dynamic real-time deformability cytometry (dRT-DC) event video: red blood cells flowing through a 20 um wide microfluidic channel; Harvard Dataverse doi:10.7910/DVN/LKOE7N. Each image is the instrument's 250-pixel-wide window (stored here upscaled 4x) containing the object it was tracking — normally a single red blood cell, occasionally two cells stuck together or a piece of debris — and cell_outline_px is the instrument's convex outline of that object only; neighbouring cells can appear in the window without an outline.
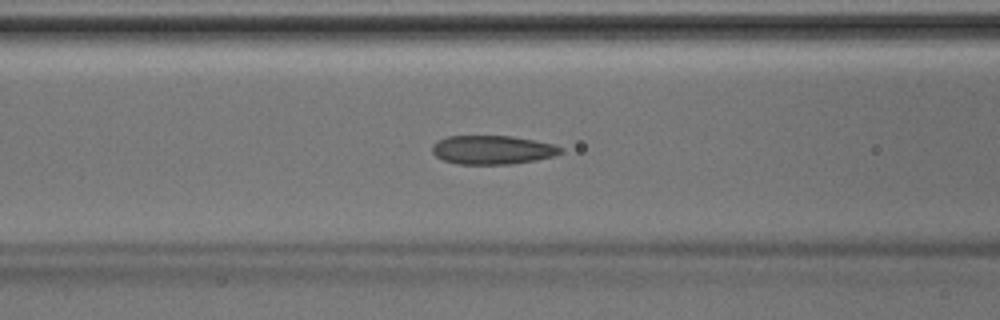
{"species": "Egyptian fruit bat (a non-hibernating species)", "species_latin": "Rousettus aegyptiacus", "temperature_condition": "room temperature", "stored_images_in_passage": 36, "camera_frame_rate_fps": 3000, "um_per_image_px": 0.085, "animal": {"sex": "male"}, "frame": {"image": 1, "passage_image": 10, "time_ms": 3.0, "image_size_px": [1000, 320], "cell_outline_px": [[564, 152], [556, 156], [536, 160], [512, 164], [456, 164], [444, 160], [436, 156], [432, 152], [432, 144], [436, 140], [448, 136], [512, 136], [556, 144], [564, 148]], "centroid_in_image_um": [41.9, 12.73], "position_along_channel_um": 124.7, "area_um2": 21.91}}
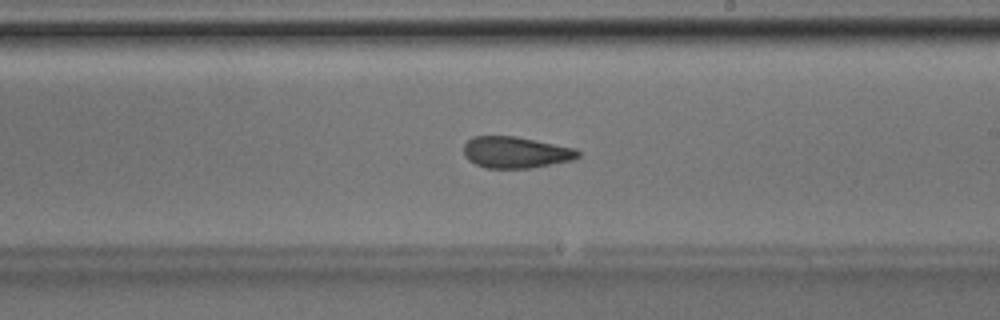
{"frame": {"image": 2, "passage_image": 18, "time_ms": 5.667, "image_size_px": [1000, 320], "cell_outline_px": [[580, 156], [572, 160], [528, 168], [488, 168], [476, 164], [468, 160], [464, 156], [464, 144], [472, 136], [516, 136], [576, 148], [580, 152]], "centroid_in_image_um": [43.83, 12.94], "position_along_channel_um": 245.2, "area_um2": 20.92}}
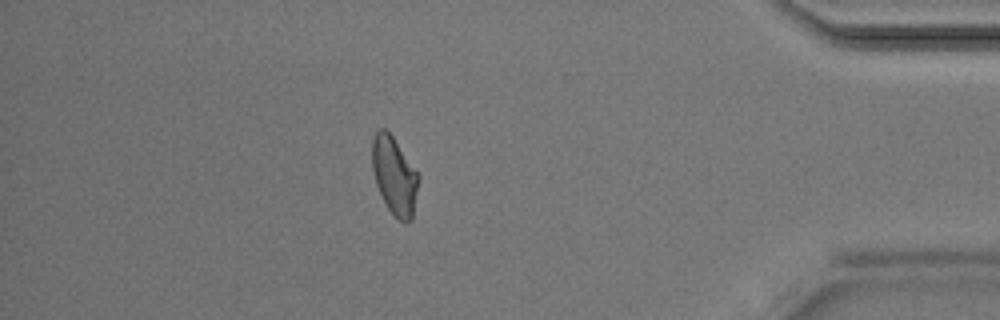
{"frame": {"image": 3, "passage_image": 31, "time_ms": 10.0, "image_size_px": [1000, 320], "cell_outline_px": [[420, 176], [412, 220], [404, 224], [388, 208], [376, 184], [372, 168], [372, 140], [376, 132], [380, 128], [384, 128], [392, 136]], "centroid_in_image_um": [33.53, 14.94], "position_along_channel_um": 401.7, "area_um2": 20.75}}